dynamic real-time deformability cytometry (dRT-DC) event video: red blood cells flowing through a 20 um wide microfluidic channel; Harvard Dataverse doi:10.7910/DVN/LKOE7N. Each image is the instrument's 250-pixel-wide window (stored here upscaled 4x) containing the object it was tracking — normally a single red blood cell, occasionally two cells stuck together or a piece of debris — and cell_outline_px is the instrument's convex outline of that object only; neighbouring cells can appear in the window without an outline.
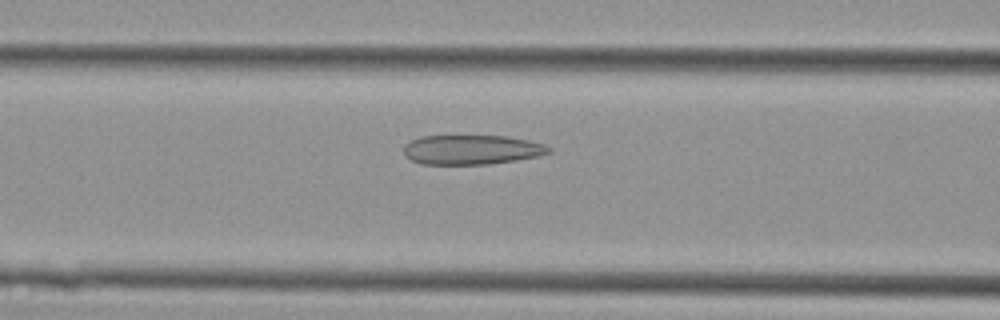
{"species": "Egyptian fruit bat (a non-hibernating species)", "species_latin": "Rousettus aegyptiacus", "temperature_condition": "cold", "stored_images_in_passage": 38, "camera_frame_rate_fps": 3000, "um_per_image_px": 0.085, "animal": {"sex": "female"}, "frame": {"image": 1, "passage_image": 12, "time_ms": 3.667, "image_size_px": [1000, 320], "cell_outline_px": [[552, 152], [536, 156], [516, 160], [488, 164], [420, 164], [404, 156], [404, 144], [420, 136], [508, 136], [528, 140], [544, 144], [552, 148]], "centroid_in_image_um": [40.08, 12.72], "position_along_channel_um": 126.5, "area_um2": 25.03}}
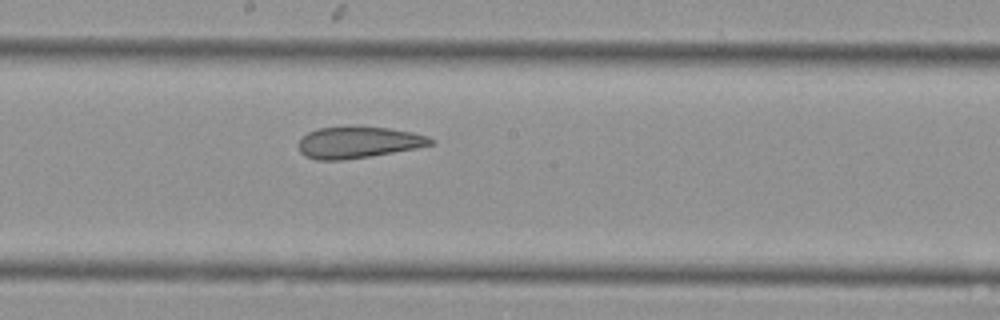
{"frame": {"image": 2, "passage_image": 18, "time_ms": 5.667, "image_size_px": [1000, 320], "cell_outline_px": [[436, 144], [416, 148], [344, 160], [316, 160], [304, 156], [300, 152], [296, 144], [308, 132], [316, 128], [352, 124], [388, 128], [412, 132], [428, 136], [436, 140]], "centroid_in_image_um": [30.43, 12.07], "position_along_channel_um": 217.8, "area_um2": 24.97}}
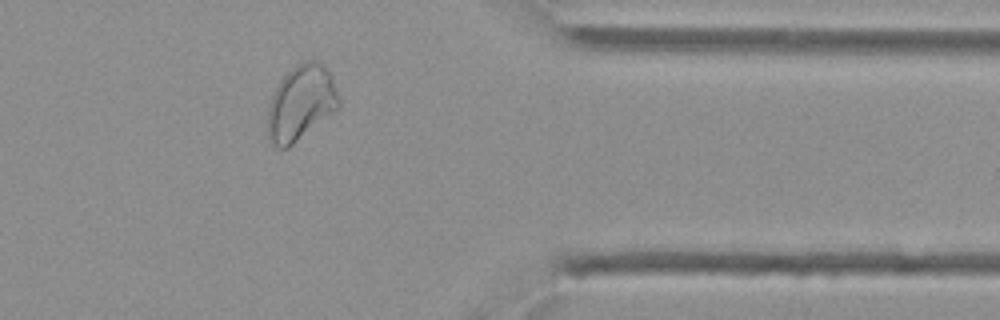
{"frame": {"image": 3, "passage_image": 30, "time_ms": 9.667, "image_size_px": [1000, 320], "cell_outline_px": [[340, 104], [336, 108], [288, 148], [280, 148], [268, 136], [268, 108], [272, 96], [280, 80], [292, 68], [304, 60], [316, 60], [332, 76], [340, 100]], "centroid_in_image_um": [25.57, 8.72], "position_along_channel_um": 385.8, "area_um2": 30.17}}